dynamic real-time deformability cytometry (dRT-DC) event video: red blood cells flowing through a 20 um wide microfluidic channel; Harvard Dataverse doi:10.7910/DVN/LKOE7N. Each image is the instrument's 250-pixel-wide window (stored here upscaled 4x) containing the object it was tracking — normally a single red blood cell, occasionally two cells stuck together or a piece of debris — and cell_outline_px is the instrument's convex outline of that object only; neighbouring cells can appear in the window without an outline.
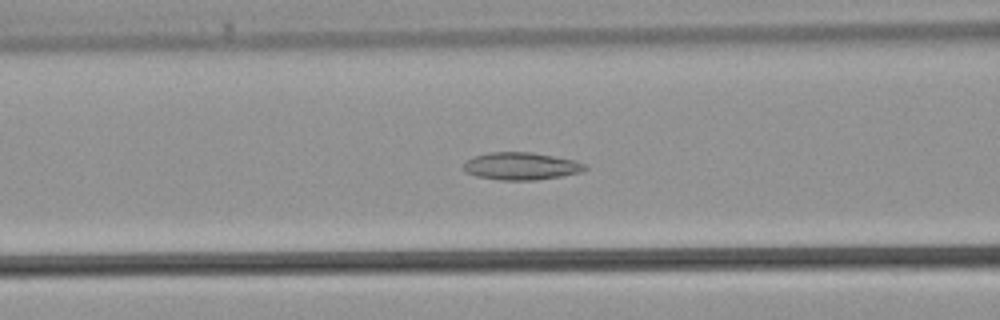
{"species": "common noctule bat (a hibernating species)", "species_latin": "Nyctalus noctula", "temperature_condition": "warm", "stored_images_in_passage": 39, "camera_frame_rate_fps": 3000, "um_per_image_px": 0.085, "animal": {"sex": "male", "body_mass_g": 21.5, "forearm_length_mm": 52.0}, "frame": {"image": 1, "passage_image": 14, "time_ms": 4.333, "image_size_px": [1000, 320], "cell_outline_px": [[588, 168], [580, 172], [564, 176], [536, 180], [500, 180], [476, 176], [464, 172], [460, 168], [472, 156], [492, 152], [528, 152], [576, 160], [584, 164]], "centroid_in_image_um": [44.26, 14.13], "position_along_channel_um": 122.3, "area_um2": 19.54}}
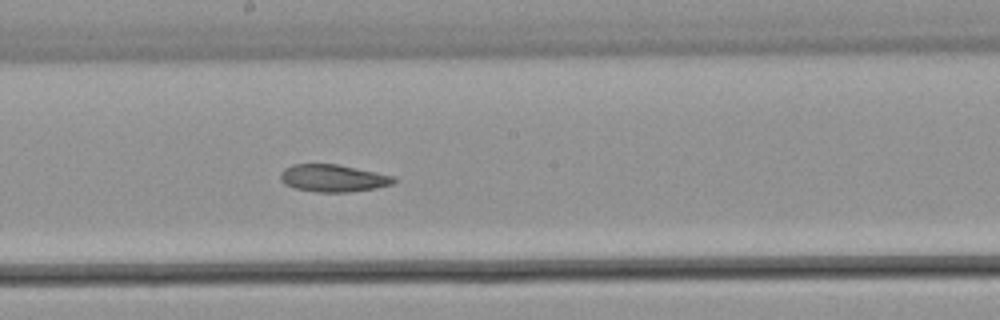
{"frame": {"image": 2, "passage_image": 20, "time_ms": 6.333, "image_size_px": [1000, 320], "cell_outline_px": [[396, 180], [392, 184], [376, 188], [348, 192], [316, 192], [292, 188], [284, 184], [280, 180], [280, 172], [284, 168], [292, 164], [336, 164], [396, 176]], "centroid_in_image_um": [28.28, 15.15], "position_along_channel_um": 219.9, "area_um2": 18.21}}
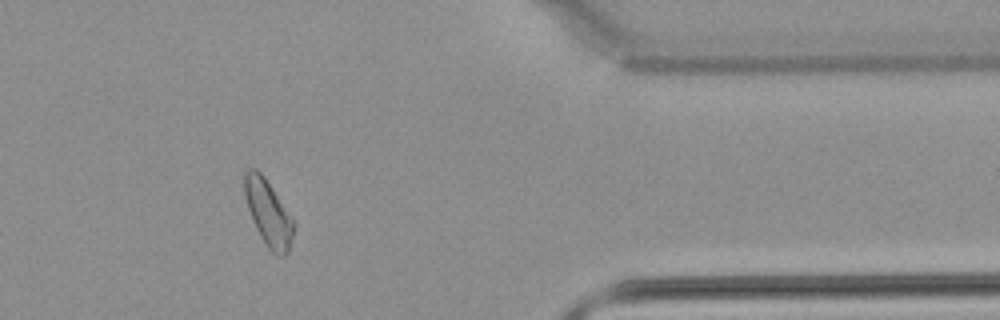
{"frame": {"image": 3, "passage_image": 32, "time_ms": 10.333, "image_size_px": [1000, 320], "cell_outline_px": [[296, 224], [288, 252], [284, 256], [276, 256], [268, 248], [260, 236], [256, 228], [248, 208], [244, 196], [244, 172], [248, 168], [256, 168], [264, 176]], "centroid_in_image_um": [22.8, 18.1], "position_along_channel_um": 388.6, "area_um2": 18.79}}